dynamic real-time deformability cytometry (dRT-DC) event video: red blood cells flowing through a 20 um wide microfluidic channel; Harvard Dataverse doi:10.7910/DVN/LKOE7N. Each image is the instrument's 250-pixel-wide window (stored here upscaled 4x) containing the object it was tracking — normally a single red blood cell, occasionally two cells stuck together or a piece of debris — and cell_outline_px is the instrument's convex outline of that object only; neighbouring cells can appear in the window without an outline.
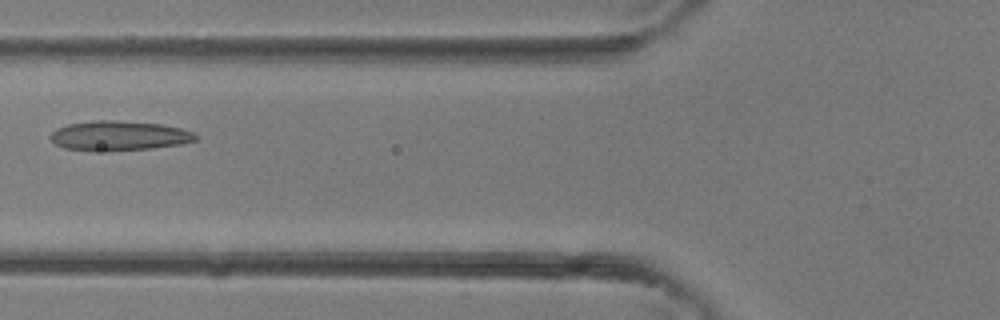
{"species": "common noctule bat (a hibernating species)", "species_latin": "Nyctalus noctula", "temperature_condition": "room temperature", "stored_images_in_passage": 4, "camera_frame_rate_fps": 3000, "um_per_image_px": 0.085, "animal": {"sex": "female"}, "frame": {"image": 1, "passage_image": 4, "time_ms": 1.0, "image_size_px": [1000, 320], "cell_outline_px": [[200, 136], [196, 140], [184, 144], [152, 148], [108, 152], [92, 152], [64, 148], [56, 144], [48, 136], [56, 128], [68, 124], [96, 120], [116, 120], [160, 124], [180, 128], [196, 132]], "centroid_in_image_um": [10.13, 11.56], "position_along_channel_um": 115.7, "area_um2": 25.72}}